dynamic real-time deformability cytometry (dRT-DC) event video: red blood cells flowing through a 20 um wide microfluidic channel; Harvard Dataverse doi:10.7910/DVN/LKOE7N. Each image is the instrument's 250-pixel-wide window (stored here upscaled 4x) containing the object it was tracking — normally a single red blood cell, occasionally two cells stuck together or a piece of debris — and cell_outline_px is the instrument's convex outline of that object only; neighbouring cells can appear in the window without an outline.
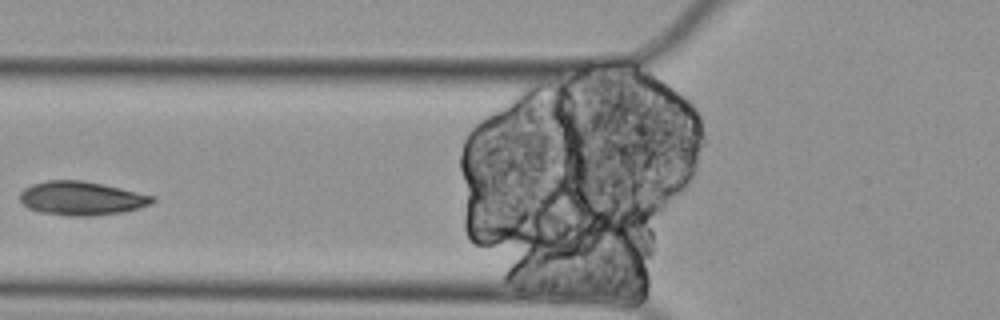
{"species": "Egyptian fruit bat (a non-hibernating species)", "species_latin": "Rousettus aegyptiacus", "temperature_condition": "cold", "stored_images_in_passage": 7, "camera_frame_rate_fps": 3000, "um_per_image_px": 0.085, "animal": {"sex": "female"}, "frame": {"image": 1, "passage_image": 3, "time_ms": 0.667, "image_size_px": [1000, 320], "cell_outline_px": [[156, 200], [152, 204], [120, 212], [92, 216], [68, 216], [40, 212], [28, 208], [20, 200], [20, 192], [24, 188], [32, 184], [48, 180], [84, 180], [156, 196]], "centroid_in_image_um": [6.92, 16.85], "position_along_channel_um": 118.9, "area_um2": 26.07}}
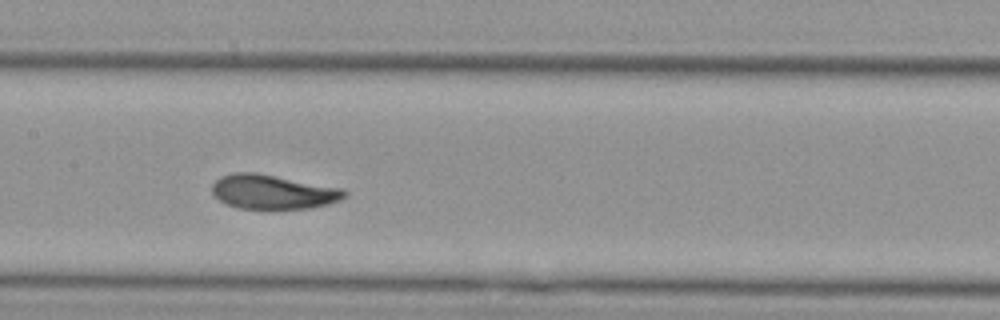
{"frame": {"image": 2, "passage_image": 5, "time_ms": 1.333, "image_size_px": [1000, 320], "cell_outline_px": [[348, 196], [340, 200], [328, 204], [308, 208], [236, 208], [220, 200], [212, 192], [212, 184], [220, 176], [232, 172], [256, 172], [340, 188], [348, 192]], "centroid_in_image_um": [23.19, 16.29], "position_along_channel_um": 184.2, "area_um2": 26.3}}
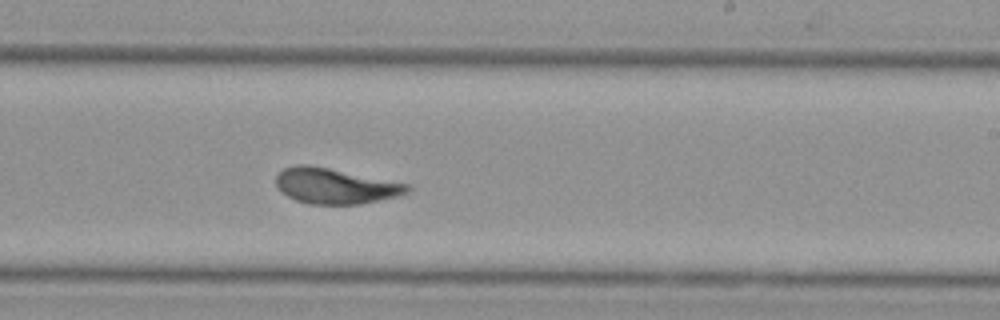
{"frame": {"image": 3, "passage_image": 7, "time_ms": 2.0, "image_size_px": [1000, 320], "cell_outline_px": [[412, 188], [408, 192], [396, 196], [380, 200], [360, 204], [308, 204], [296, 200], [280, 192], [276, 188], [276, 176], [284, 168], [300, 164], [304, 164], [328, 168], [408, 184]], "centroid_in_image_um": [28.45, 15.82], "position_along_channel_um": 260.5, "area_um2": 26.93}}